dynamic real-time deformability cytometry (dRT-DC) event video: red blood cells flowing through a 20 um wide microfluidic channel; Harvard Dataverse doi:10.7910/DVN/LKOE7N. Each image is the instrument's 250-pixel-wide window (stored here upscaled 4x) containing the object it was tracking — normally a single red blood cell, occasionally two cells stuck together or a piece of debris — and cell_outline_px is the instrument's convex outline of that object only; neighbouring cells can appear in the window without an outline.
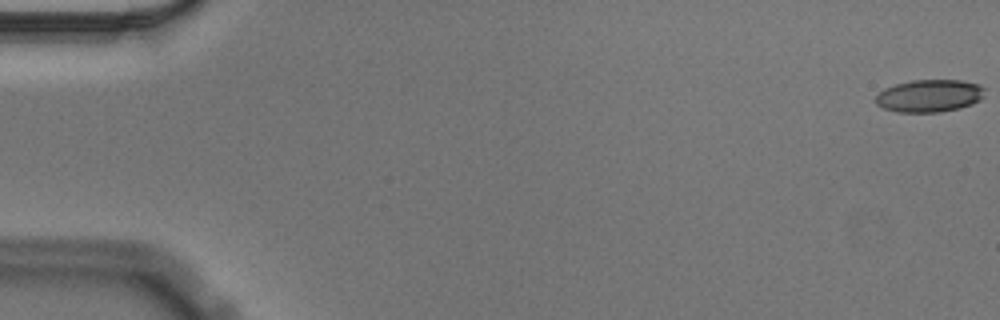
{"species": "Egyptian fruit bat (a non-hibernating species)", "species_latin": "Rousettus aegyptiacus", "temperature_condition": "cold", "stored_images_in_passage": 57, "camera_frame_rate_fps": 3000, "um_per_image_px": 0.085, "animal": {"sex": "male"}, "frame": {"image": 1, "passage_image": 1, "time_ms": 0.0, "image_size_px": [1000, 320], "cell_outline_px": [[984, 96], [980, 100], [972, 104], [960, 108], [940, 112], [896, 112], [884, 108], [876, 104], [876, 96], [884, 88], [896, 84], [912, 80], [960, 80], [980, 84], [984, 88]], "centroid_in_image_um": [79.02, 8.14], "position_along_channel_um": 6.0, "area_um2": 20.75}}
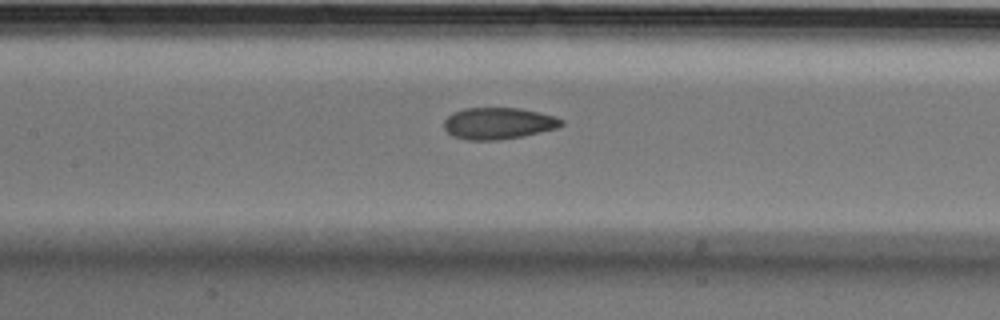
{"frame": {"image": 2, "passage_image": 27, "time_ms": 8.667, "image_size_px": [1000, 320], "cell_outline_px": [[564, 124], [556, 128], [524, 136], [496, 140], [468, 140], [452, 136], [444, 128], [444, 120], [452, 112], [464, 108], [520, 108], [552, 116], [564, 120]], "centroid_in_image_um": [42.32, 10.49], "position_along_channel_um": 165.1, "area_um2": 21.56}}
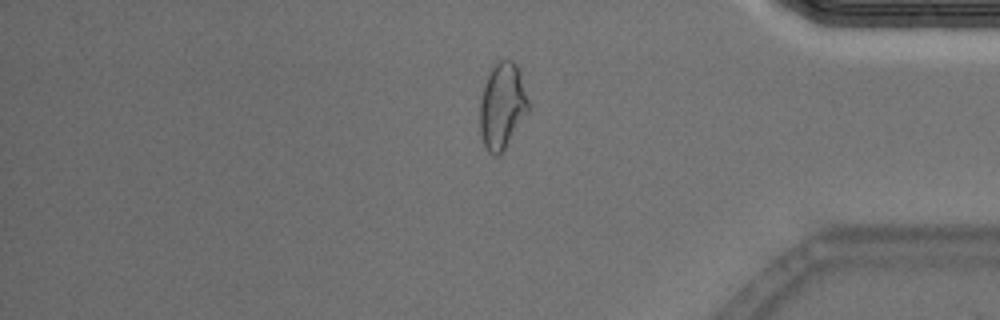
{"frame": {"image": 3, "passage_image": 48, "time_ms": 15.667, "image_size_px": [1000, 320], "cell_outline_px": [[528, 112], [504, 148], [496, 156], [488, 152], [480, 136], [480, 100], [484, 84], [492, 68], [500, 60], [508, 56], [516, 64], [520, 72], [528, 100]], "centroid_in_image_um": [42.68, 8.96], "position_along_channel_um": 392.5, "area_um2": 24.04}, "authors_computed_cell_mechanics": {"area_um2": 22.253, "velocity_mm_per_s": 3.5624, "shape_relaxation_time_tau1_ms": 6.114, "shape_relaxation_time_tau2_ms": 2.095, "deformation_change_tau1": 0.1481, "deformation_change_tau2": 0.0809}}